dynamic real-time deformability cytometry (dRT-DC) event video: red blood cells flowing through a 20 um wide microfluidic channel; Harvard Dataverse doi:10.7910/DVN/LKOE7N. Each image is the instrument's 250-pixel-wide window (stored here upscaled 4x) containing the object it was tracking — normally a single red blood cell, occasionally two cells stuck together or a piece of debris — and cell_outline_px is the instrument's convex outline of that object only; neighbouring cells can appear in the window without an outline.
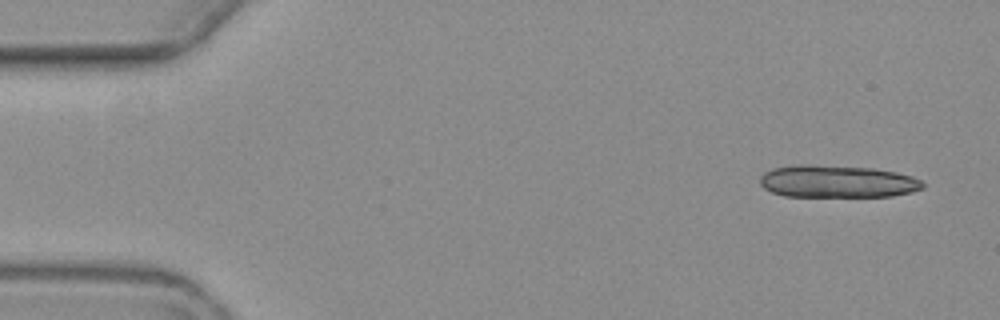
{"species": "common noctule bat (a hibernating species)", "species_latin": "Nyctalus noctula", "temperature_condition": "warm", "stored_images_in_passage": 4, "camera_frame_rate_fps": 3000, "um_per_image_px": 0.085, "animal": {"sex": "female", "body_mass_g": 19.3, "forearm_length_mm": 54.1}, "frame": {"image": 1, "passage_image": 1, "time_ms": 0.0, "image_size_px": [1000, 320], "cell_outline_px": [[924, 188], [912, 192], [892, 196], [784, 196], [772, 192], [764, 188], [760, 184], [760, 176], [764, 172], [772, 168], [796, 164], [808, 164], [872, 168], [896, 172], [912, 176], [920, 180], [924, 184]], "centroid_in_image_um": [71.14, 15.42], "position_along_channel_um": 13.9, "area_um2": 30.87}}